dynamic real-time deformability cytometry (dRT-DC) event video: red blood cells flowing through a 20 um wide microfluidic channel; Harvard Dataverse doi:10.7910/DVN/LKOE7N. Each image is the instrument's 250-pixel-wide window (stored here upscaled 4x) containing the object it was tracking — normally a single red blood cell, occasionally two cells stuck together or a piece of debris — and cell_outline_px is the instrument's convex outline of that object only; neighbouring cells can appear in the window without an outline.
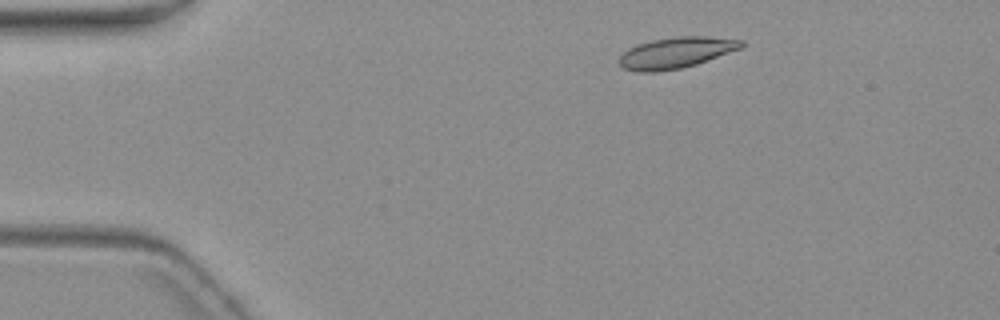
{"species": "common noctule bat (a hibernating species)", "species_latin": "Nyctalus noctula", "temperature_condition": "warm", "stored_images_in_passage": 4, "camera_frame_rate_fps": 3000, "um_per_image_px": 0.085, "animal": {"sex": "female", "body_mass_g": 19.3, "forearm_length_mm": 54.1}, "frame": {"image": 1, "passage_image": 2, "time_ms": 1.333, "image_size_px": [1000, 320], "cell_outline_px": [[744, 44], [740, 48], [696, 64], [680, 68], [656, 72], [636, 72], [624, 68], [616, 60], [628, 48], [636, 44], [652, 40], [676, 36], [704, 36], [744, 40]], "centroid_in_image_um": [57.41, 4.48], "position_along_channel_um": 27.6, "area_um2": 22.02}}
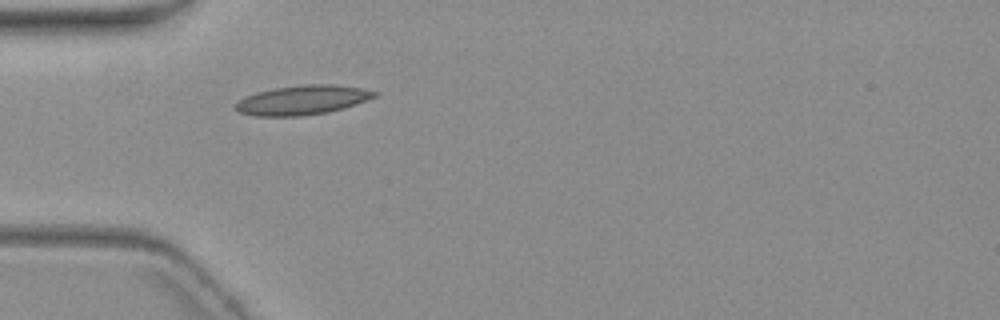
{"frame": {"image": 2, "passage_image": 4, "time_ms": 4.0, "image_size_px": [1000, 320], "cell_outline_px": [[380, 92], [376, 96], [356, 104], [344, 108], [328, 112], [300, 116], [256, 116], [240, 112], [232, 108], [232, 104], [236, 100], [244, 96], [256, 92], [272, 88], [304, 84], [332, 84], [360, 88]], "centroid_in_image_um": [25.63, 8.5], "position_along_channel_um": 59.4, "area_um2": 24.1}}